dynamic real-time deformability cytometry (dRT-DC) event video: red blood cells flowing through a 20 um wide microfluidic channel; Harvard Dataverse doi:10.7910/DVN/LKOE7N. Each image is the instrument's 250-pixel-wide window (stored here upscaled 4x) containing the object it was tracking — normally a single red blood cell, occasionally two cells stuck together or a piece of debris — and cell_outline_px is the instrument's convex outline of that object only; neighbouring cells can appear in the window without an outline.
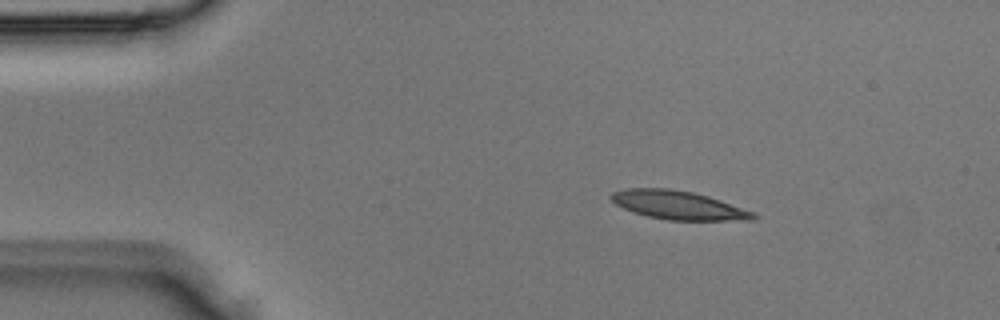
{"species": "Egyptian fruit bat (a non-hibernating species)", "species_latin": "Rousettus aegyptiacus", "temperature_condition": "room temperature", "stored_images_in_passage": 2, "camera_frame_rate_fps": 3000, "um_per_image_px": 0.085, "animal": {"sex": "male"}, "frame": {"image": 1, "passage_image": 1, "time_ms": 0.0, "image_size_px": [1000, 320], "cell_outline_px": [[760, 216], [756, 220], [668, 220], [648, 216], [632, 212], [616, 204], [608, 196], [612, 192], [628, 188], [668, 188], [692, 192], [708, 196], [756, 212]], "centroid_in_image_um": [57.7, 17.44], "position_along_channel_um": 27.3, "area_um2": 23.81}}